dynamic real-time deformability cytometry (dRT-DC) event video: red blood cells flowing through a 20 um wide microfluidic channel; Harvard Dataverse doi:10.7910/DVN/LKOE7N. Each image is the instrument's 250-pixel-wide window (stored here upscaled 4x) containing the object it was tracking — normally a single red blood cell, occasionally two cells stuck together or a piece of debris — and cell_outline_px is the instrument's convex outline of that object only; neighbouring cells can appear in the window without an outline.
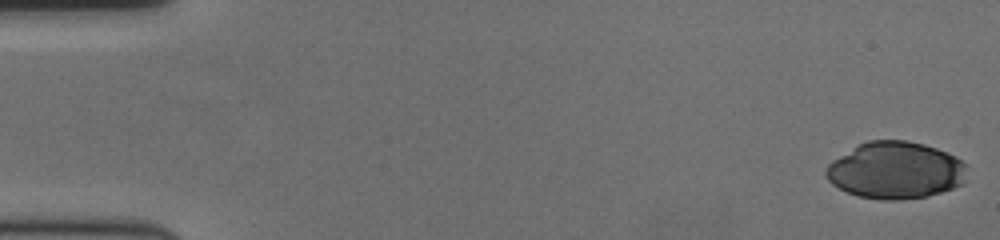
{"species": "human", "species_latin": "Homo sapiens", "temperature_condition": "cold", "stored_images_in_passage": 58, "camera_frame_rate_fps": 3000, "um_per_image_px": 0.085, "donor": {"sex": "female"}, "frame": {"image": 1, "passage_image": 1, "time_ms": 0.0, "image_size_px": [1000, 240], "cell_outline_px": [[964, 164], [960, 184], [952, 188], [928, 196], [900, 200], [884, 200], [860, 196], [848, 192], [832, 184], [828, 180], [824, 172], [828, 164], [832, 160], [860, 144], [868, 140], [908, 140], [924, 144], [948, 152], [956, 156]], "centroid_in_image_um": [76.07, 14.47], "position_along_channel_um": 8.9, "area_um2": 46.3}}
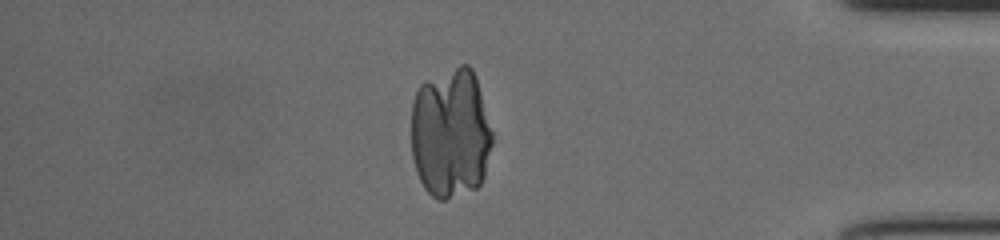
{"frame": {"image": 2, "passage_image": 50, "time_ms": 16.333, "image_size_px": [1000, 240], "cell_outline_px": [[492, 144], [484, 176], [480, 184], [476, 188], [444, 200], [436, 200], [424, 188], [416, 172], [412, 156], [412, 104], [416, 92], [420, 84], [424, 80], [460, 64], [468, 64], [472, 68], [476, 76], [492, 132]], "centroid_in_image_um": [38.29, 11.31], "position_along_channel_um": 396.9, "area_um2": 62.02}}
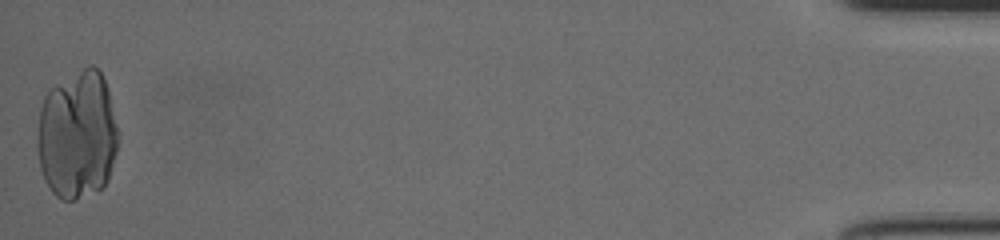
{"frame": {"image": 3, "passage_image": 58, "time_ms": 19.0, "image_size_px": [1000, 240], "cell_outline_px": [[116, 152], [108, 180], [100, 188], [72, 200], [60, 200], [52, 192], [44, 180], [40, 168], [36, 148], [36, 136], [40, 108], [44, 96], [48, 88], [88, 64], [92, 64], [100, 72], [108, 88], [116, 124]], "centroid_in_image_um": [6.52, 11.44], "position_along_channel_um": 428.7, "area_um2": 60.86}}